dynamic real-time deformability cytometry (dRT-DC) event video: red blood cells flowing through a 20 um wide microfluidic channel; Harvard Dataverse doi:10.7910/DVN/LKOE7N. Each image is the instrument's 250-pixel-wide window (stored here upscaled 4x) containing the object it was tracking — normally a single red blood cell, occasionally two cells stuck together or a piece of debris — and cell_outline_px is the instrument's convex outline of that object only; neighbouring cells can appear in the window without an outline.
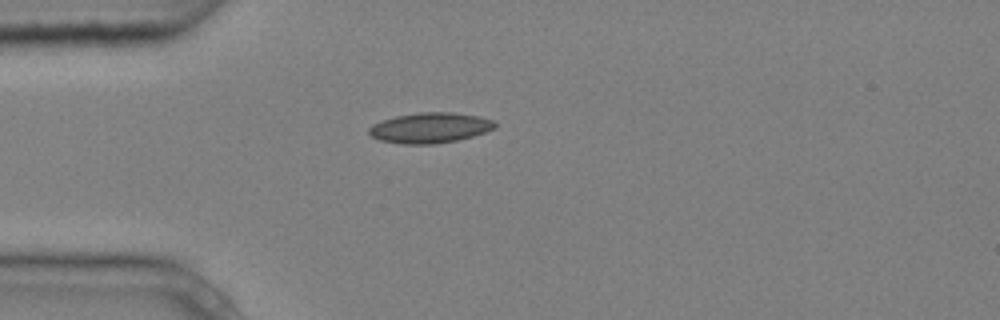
{"species": "common noctule bat (a hibernating species)", "species_latin": "Nyctalus noctula", "temperature_condition": "cold", "stored_images_in_passage": 1, "camera_frame_rate_fps": 3000, "um_per_image_px": 0.085, "animal": {"sex": "male", "body_mass_g": 20.4}, "frame": {"image": 1, "passage_image": 1, "time_ms": 0.0, "image_size_px": [1000, 320], "cell_outline_px": [[496, 128], [472, 136], [456, 140], [432, 144], [404, 144], [380, 140], [372, 136], [368, 132], [368, 128], [372, 124], [396, 116], [416, 112], [452, 112], [480, 116], [492, 120], [496, 124]], "centroid_in_image_um": [36.55, 10.85], "position_along_channel_um": 48.5, "area_um2": 22.2}}